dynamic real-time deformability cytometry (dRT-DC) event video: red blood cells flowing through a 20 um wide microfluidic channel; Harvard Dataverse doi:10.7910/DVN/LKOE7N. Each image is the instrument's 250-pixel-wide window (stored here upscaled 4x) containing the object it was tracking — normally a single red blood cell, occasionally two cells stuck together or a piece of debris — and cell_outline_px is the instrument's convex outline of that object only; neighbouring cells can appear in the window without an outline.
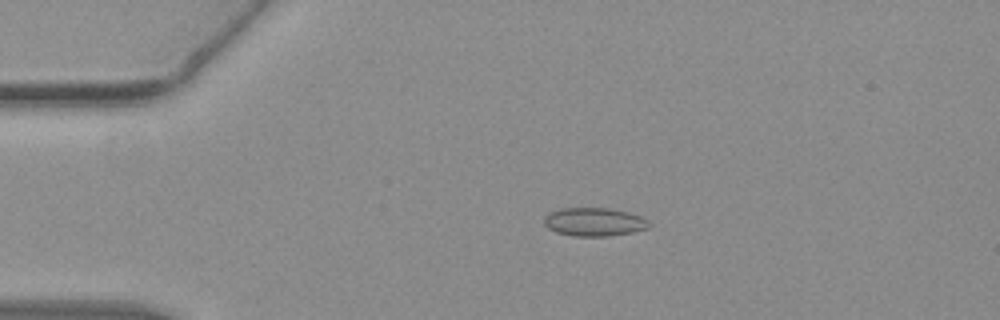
{"species": "common noctule bat (a hibernating species)", "species_latin": "Nyctalus noctula", "temperature_condition": "warm", "stored_images_in_passage": 53, "camera_frame_rate_fps": 3000, "um_per_image_px": 0.085, "animal": {"sex": "female", "body_mass_g": 19.3, "forearm_length_mm": 54.1}, "frame": {"image": 1, "passage_image": 11, "time_ms": 3.333, "image_size_px": [1000, 320], "cell_outline_px": [[652, 224], [648, 228], [632, 232], [608, 236], [572, 236], [556, 232], [548, 228], [544, 224], [544, 216], [560, 208], [608, 208], [628, 212], [640, 216], [648, 220]], "centroid_in_image_um": [50.51, 18.86], "position_along_channel_um": 34.5, "area_um2": 17.4}}
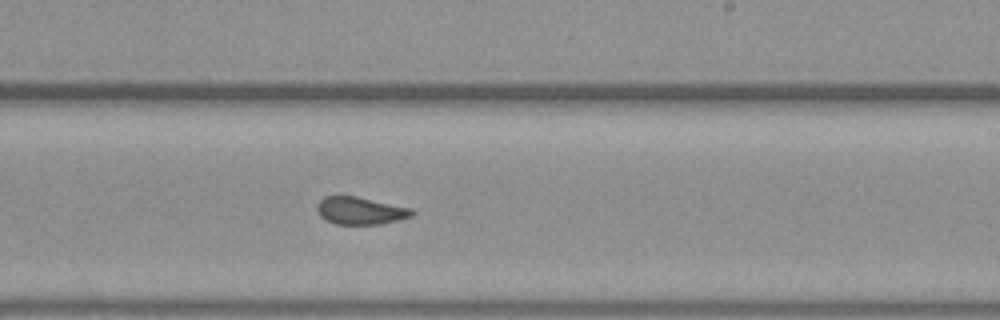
{"frame": {"image": 2, "passage_image": 32, "time_ms": 10.333, "image_size_px": [1000, 320], "cell_outline_px": [[416, 212], [412, 216], [380, 224], [336, 224], [320, 216], [316, 208], [316, 204], [324, 196], [356, 196], [412, 208]], "centroid_in_image_um": [30.63, 17.9], "position_along_channel_um": 258.4, "area_um2": 15.14}}
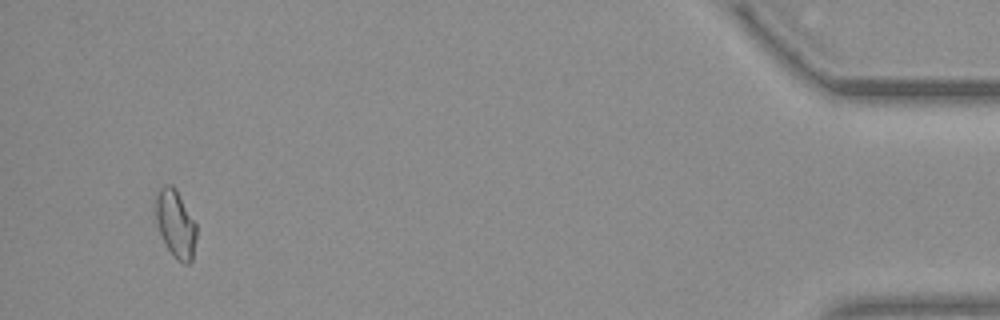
{"frame": {"image": 3, "passage_image": 51, "time_ms": 16.667, "image_size_px": [1000, 320], "cell_outline_px": [[196, 236], [192, 260], [188, 264], [184, 264], [176, 260], [168, 248], [160, 232], [156, 220], [156, 196], [160, 188], [164, 184], [172, 184], [176, 188], [196, 224]], "centroid_in_image_um": [14.93, 19.01], "position_along_channel_um": 420.3, "area_um2": 15.9}, "authors_computed_cell_mechanics": {"area_um2": 15.895, "velocity_mm_per_s": 3.8128, "shape_relaxation_time_tau1_ms": null, "shape_relaxation_time_tau2_ms": 1.0671, "deformation_change_tau1": null, "deformation_change_tau2": 0.0512}}